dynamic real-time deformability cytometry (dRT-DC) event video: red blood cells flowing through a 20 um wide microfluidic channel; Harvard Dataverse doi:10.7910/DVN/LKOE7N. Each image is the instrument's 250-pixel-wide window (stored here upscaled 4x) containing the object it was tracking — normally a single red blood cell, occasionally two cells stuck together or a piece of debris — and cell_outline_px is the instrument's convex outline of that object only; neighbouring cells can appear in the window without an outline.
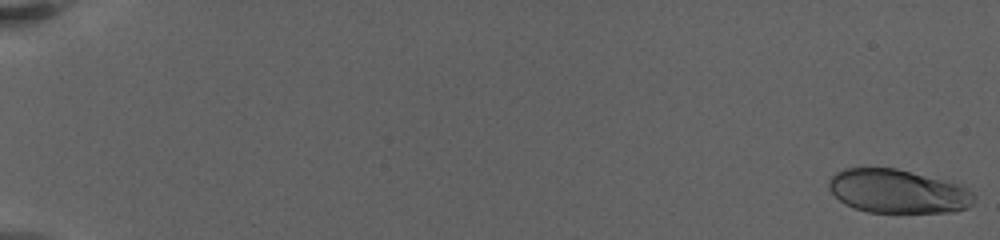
{"species": "human", "species_latin": "Homo sapiens", "temperature_condition": "warm", "stored_images_in_passage": 39, "camera_frame_rate_fps": 3000, "um_per_image_px": 0.085, "donor": {"sex": "female"}, "frame": {"image": 1, "passage_image": 1, "time_ms": 0.0, "image_size_px": [1000, 240], "cell_outline_px": [[976, 196], [972, 204], [964, 208], [952, 212], [868, 212], [852, 208], [844, 204], [828, 188], [828, 180], [836, 172], [844, 168], [896, 168], [960, 184], [968, 188]], "centroid_in_image_um": [76.3, 16.26], "position_along_channel_um": 8.7, "area_um2": 37.05}}
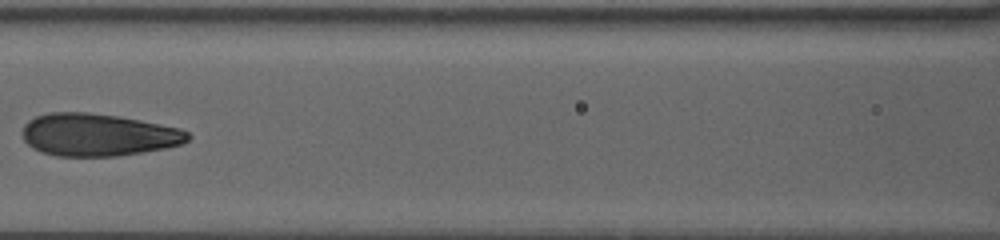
{"frame": {"image": 2, "passage_image": 23, "time_ms": 11.0, "image_size_px": [1000, 240], "cell_outline_px": [[192, 136], [188, 140], [180, 144], [168, 148], [116, 156], [56, 156], [40, 152], [32, 148], [24, 140], [24, 124], [28, 120], [36, 116], [48, 112], [88, 112], [120, 116], [180, 128], [188, 132]], "centroid_in_image_um": [8.34, 11.45], "position_along_channel_um": 158.3, "area_um2": 41.15}}
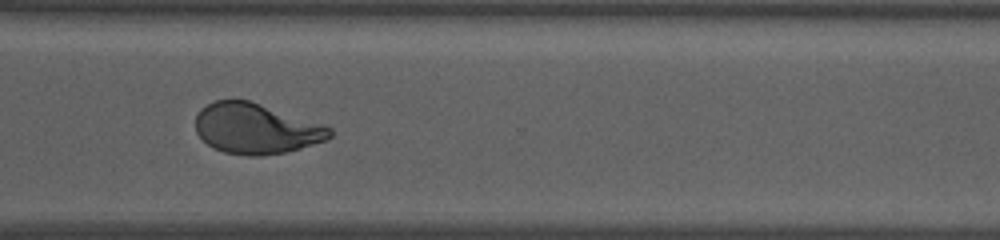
{"frame": {"image": 3, "passage_image": 38, "time_ms": 17.0, "image_size_px": [1000, 240], "cell_outline_px": [[332, 136], [324, 140], [300, 148], [284, 152], [260, 156], [248, 156], [224, 152], [208, 144], [196, 132], [196, 116], [200, 108], [216, 100], [248, 100], [324, 124], [332, 128]], "centroid_in_image_um": [21.76, 10.93], "position_along_channel_um": 348.8, "area_um2": 39.13}}